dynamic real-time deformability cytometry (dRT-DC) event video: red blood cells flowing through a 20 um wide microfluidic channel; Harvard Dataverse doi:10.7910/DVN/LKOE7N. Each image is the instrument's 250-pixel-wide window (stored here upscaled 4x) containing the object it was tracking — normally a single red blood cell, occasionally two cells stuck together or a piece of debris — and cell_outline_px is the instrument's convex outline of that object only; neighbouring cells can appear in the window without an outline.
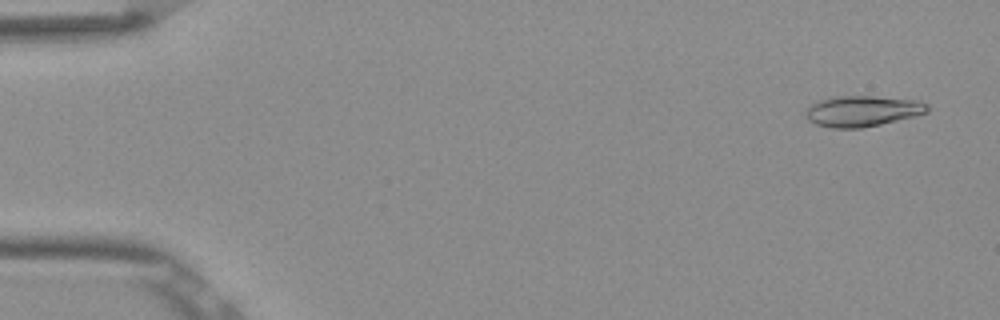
{"species": "Egyptian fruit bat (a non-hibernating species)", "species_latin": "Rousettus aegyptiacus", "temperature_condition": "room temperature", "stored_images_in_passage": 52, "camera_frame_rate_fps": 3000, "um_per_image_px": 0.085, "frame": {"image": 1, "passage_image": 3, "time_ms": 0.667, "image_size_px": [1000, 320], "cell_outline_px": [[928, 112], [880, 124], [860, 128], [832, 128], [816, 124], [808, 120], [804, 116], [804, 112], [816, 100], [828, 96], [872, 96], [920, 100], [928, 104]], "centroid_in_image_um": [73.25, 9.42], "position_along_channel_um": 11.7, "area_um2": 21.96}}
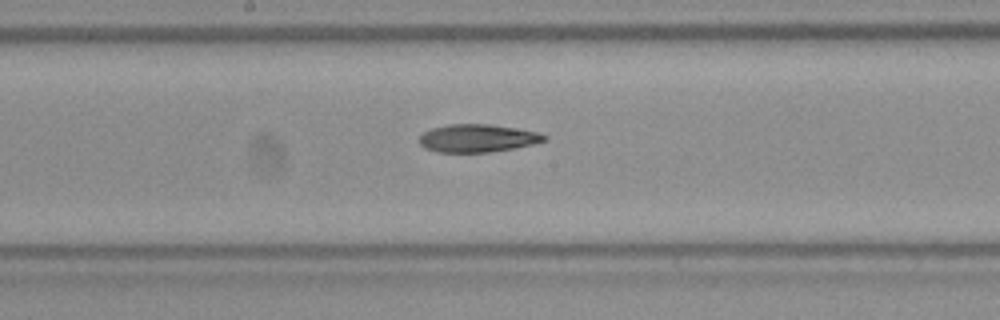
{"frame": {"image": 2, "passage_image": 28, "time_ms": 9.0, "image_size_px": [1000, 320], "cell_outline_px": [[548, 140], [532, 144], [492, 152], [436, 152], [424, 148], [420, 144], [420, 136], [424, 132], [432, 128], [448, 124], [488, 124], [516, 128], [540, 132], [548, 136]], "centroid_in_image_um": [40.61, 11.74], "position_along_channel_um": 207.6, "area_um2": 20.35}}
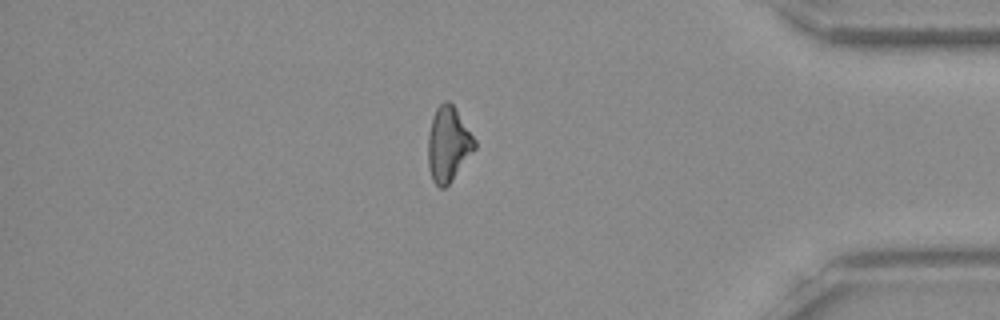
{"frame": {"image": 3, "passage_image": 45, "time_ms": 14.667, "image_size_px": [1000, 320], "cell_outline_px": [[476, 148], [452, 180], [444, 188], [440, 188], [432, 180], [428, 168], [428, 132], [432, 116], [436, 108], [444, 100], [448, 100], [452, 104], [476, 140]], "centroid_in_image_um": [38.08, 12.26], "position_along_channel_um": 397.1, "area_um2": 20.35}}